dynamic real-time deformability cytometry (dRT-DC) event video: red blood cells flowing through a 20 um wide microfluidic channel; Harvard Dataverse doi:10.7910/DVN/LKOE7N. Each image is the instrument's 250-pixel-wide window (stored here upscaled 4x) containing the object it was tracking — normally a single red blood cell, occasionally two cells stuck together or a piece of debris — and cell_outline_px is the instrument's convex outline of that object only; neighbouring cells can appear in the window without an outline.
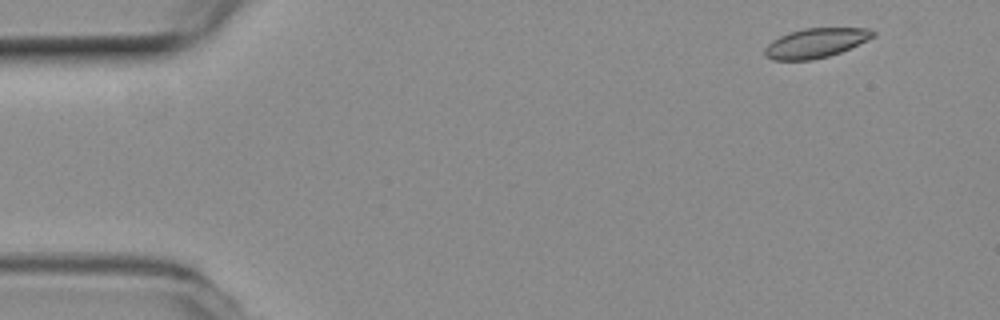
{"species": "common noctule bat (a hibernating species)", "species_latin": "Nyctalus noctula", "temperature_condition": "room temperature", "stored_images_in_passage": 52, "camera_frame_rate_fps": 3000, "um_per_image_px": 0.085, "animal": {"sex": "female", "body_mass_g": 19.3, "forearm_length_mm": 54.1}, "frame": {"image": 1, "passage_image": 2, "time_ms": 0.333, "image_size_px": [1000, 320], "cell_outline_px": [[876, 36], [840, 52], [828, 56], [812, 60], [772, 60], [764, 56], [764, 48], [772, 40], [788, 32], [804, 28], [868, 28], [876, 32]], "centroid_in_image_um": [69.31, 3.65], "position_along_channel_um": 15.7, "area_um2": 18.67}}
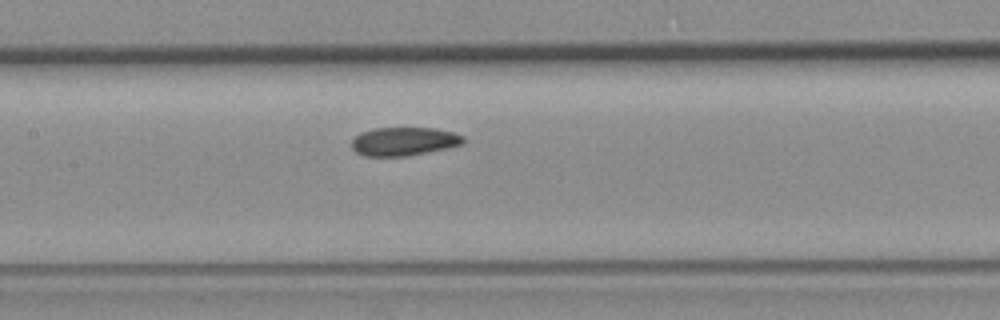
{"frame": {"image": 2, "passage_image": 23, "time_ms": 7.333, "image_size_px": [1000, 320], "cell_outline_px": [[464, 144], [448, 148], [404, 156], [364, 156], [356, 152], [352, 148], [352, 140], [360, 132], [376, 128], [436, 128], [452, 132], [464, 136]], "centroid_in_image_um": [34.34, 12.01], "position_along_channel_um": 173.1, "area_um2": 18.5}}
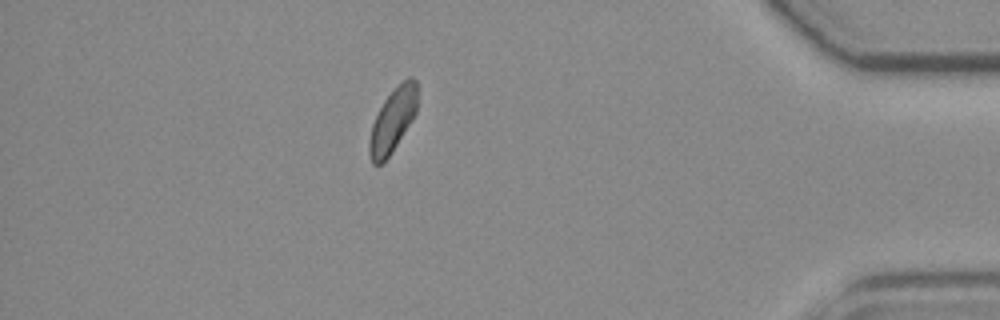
{"frame": {"image": 3, "passage_image": 45, "time_ms": 14.667, "image_size_px": [1000, 320], "cell_outline_px": [[416, 112], [396, 144], [388, 156], [380, 164], [372, 164], [368, 152], [368, 144], [372, 124], [384, 100], [408, 76], [412, 76], [416, 80]], "centroid_in_image_um": [33.35, 10.23], "position_along_channel_um": 401.9, "area_um2": 17.17}, "authors_computed_cell_mechanics": {"area_um2": 18.9006, "velocity_mm_per_s": 3.769, "shape_relaxation_time_tau1_ms": 3.9307, "shape_relaxation_time_tau2_ms": 4.5228, "deformation_change_tau1": 0.0922, "deformation_change_tau2": 0.0959}}